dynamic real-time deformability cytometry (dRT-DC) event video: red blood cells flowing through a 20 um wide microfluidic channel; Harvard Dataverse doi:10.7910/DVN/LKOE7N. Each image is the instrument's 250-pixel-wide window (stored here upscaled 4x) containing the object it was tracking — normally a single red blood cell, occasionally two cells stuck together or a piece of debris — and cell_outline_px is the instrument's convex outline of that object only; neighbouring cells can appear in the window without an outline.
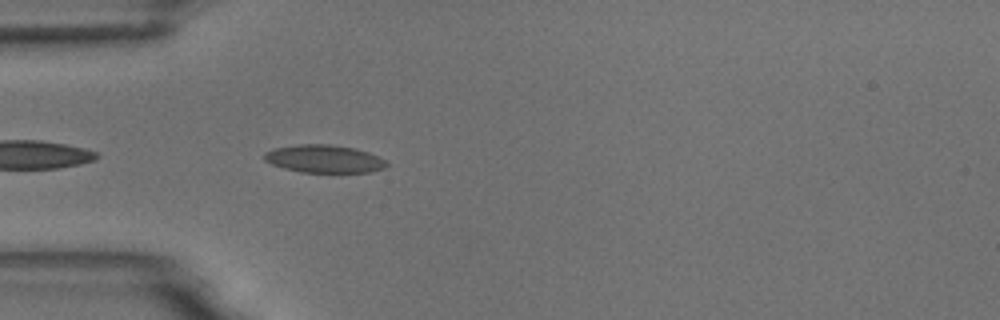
{"species": "common noctule bat (a hibernating species)", "species_latin": "Nyctalus noctula", "temperature_condition": "room temperature", "stored_images_in_passage": 3, "camera_frame_rate_fps": 3000, "um_per_image_px": 0.085, "animal": {"sex": "male", "body_mass_g": 18.8}, "frame": {"image": 1, "passage_image": 3, "time_ms": 2.333, "image_size_px": [1000, 320], "cell_outline_px": [[388, 164], [384, 168], [368, 172], [300, 172], [284, 168], [272, 164], [264, 160], [264, 152], [272, 148], [300, 144], [328, 144], [356, 148], [368, 152], [384, 160]], "centroid_in_image_um": [27.51, 13.49], "position_along_channel_um": 57.5, "area_um2": 19.77}}